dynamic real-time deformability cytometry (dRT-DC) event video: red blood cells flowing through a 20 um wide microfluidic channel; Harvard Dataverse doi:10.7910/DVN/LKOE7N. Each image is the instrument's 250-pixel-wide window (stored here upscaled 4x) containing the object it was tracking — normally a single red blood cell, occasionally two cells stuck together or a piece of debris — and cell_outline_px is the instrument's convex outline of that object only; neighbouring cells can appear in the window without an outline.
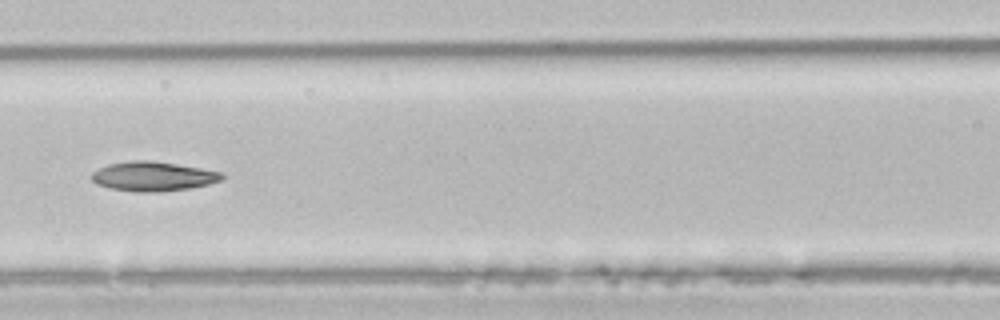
{"species": "common noctule bat (a hibernating species)", "species_latin": "Nyctalus noctula", "temperature_condition": "room temperature", "stored_images_in_passage": 4, "camera_frame_rate_fps": 3000, "um_per_image_px": 0.085, "animal": {"sex": "male", "body_mass_g": 21.5, "forearm_length_mm": 52.0}, "frame": {"image": 1, "passage_image": 4, "time_ms": 4.333, "image_size_px": [1000, 320], "cell_outline_px": [[224, 180], [208, 184], [188, 188], [160, 192], [140, 192], [108, 188], [96, 184], [92, 180], [92, 172], [108, 164], [132, 160], [148, 160], [176, 164], [200, 168], [220, 172], [224, 176]], "centroid_in_image_um": [12.99, 14.99], "position_along_channel_um": 153.6, "area_um2": 22.25}}